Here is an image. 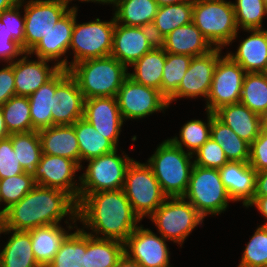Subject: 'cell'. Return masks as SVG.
Wrapping results in <instances>:
<instances>
[{
	"instance_id": "cell-1",
	"label": "cell",
	"mask_w": 267,
	"mask_h": 267,
	"mask_svg": "<svg viewBox=\"0 0 267 267\" xmlns=\"http://www.w3.org/2000/svg\"><path fill=\"white\" fill-rule=\"evenodd\" d=\"M77 221L82 223L80 229L91 236L123 243L141 222L122 189L79 197Z\"/></svg>"
},
{
	"instance_id": "cell-2",
	"label": "cell",
	"mask_w": 267,
	"mask_h": 267,
	"mask_svg": "<svg viewBox=\"0 0 267 267\" xmlns=\"http://www.w3.org/2000/svg\"><path fill=\"white\" fill-rule=\"evenodd\" d=\"M77 222V201L67 192L36 185L19 202L5 211L0 223L4 228L28 231L40 226Z\"/></svg>"
},
{
	"instance_id": "cell-3",
	"label": "cell",
	"mask_w": 267,
	"mask_h": 267,
	"mask_svg": "<svg viewBox=\"0 0 267 267\" xmlns=\"http://www.w3.org/2000/svg\"><path fill=\"white\" fill-rule=\"evenodd\" d=\"M129 69L113 56L92 58L74 64L69 73L75 78L85 100L116 97Z\"/></svg>"
},
{
	"instance_id": "cell-4",
	"label": "cell",
	"mask_w": 267,
	"mask_h": 267,
	"mask_svg": "<svg viewBox=\"0 0 267 267\" xmlns=\"http://www.w3.org/2000/svg\"><path fill=\"white\" fill-rule=\"evenodd\" d=\"M152 169L167 197H183L194 166L193 155L176 146L169 138L163 140L146 162Z\"/></svg>"
},
{
	"instance_id": "cell-5",
	"label": "cell",
	"mask_w": 267,
	"mask_h": 267,
	"mask_svg": "<svg viewBox=\"0 0 267 267\" xmlns=\"http://www.w3.org/2000/svg\"><path fill=\"white\" fill-rule=\"evenodd\" d=\"M192 22L214 48H226L238 39L232 1L194 0Z\"/></svg>"
},
{
	"instance_id": "cell-6",
	"label": "cell",
	"mask_w": 267,
	"mask_h": 267,
	"mask_svg": "<svg viewBox=\"0 0 267 267\" xmlns=\"http://www.w3.org/2000/svg\"><path fill=\"white\" fill-rule=\"evenodd\" d=\"M148 218L164 239L180 248L198 225L202 227L205 219L184 197H167Z\"/></svg>"
},
{
	"instance_id": "cell-7",
	"label": "cell",
	"mask_w": 267,
	"mask_h": 267,
	"mask_svg": "<svg viewBox=\"0 0 267 267\" xmlns=\"http://www.w3.org/2000/svg\"><path fill=\"white\" fill-rule=\"evenodd\" d=\"M77 12L78 9H74V27L69 45V51L72 50L69 54H73V59L69 62V69L83 60L110 56L112 50L114 15L110 21L96 17L95 20L79 23Z\"/></svg>"
},
{
	"instance_id": "cell-8",
	"label": "cell",
	"mask_w": 267,
	"mask_h": 267,
	"mask_svg": "<svg viewBox=\"0 0 267 267\" xmlns=\"http://www.w3.org/2000/svg\"><path fill=\"white\" fill-rule=\"evenodd\" d=\"M195 209L206 218L207 215H221L233 202L221 180L218 169L194 165L185 195Z\"/></svg>"
},
{
	"instance_id": "cell-9",
	"label": "cell",
	"mask_w": 267,
	"mask_h": 267,
	"mask_svg": "<svg viewBox=\"0 0 267 267\" xmlns=\"http://www.w3.org/2000/svg\"><path fill=\"white\" fill-rule=\"evenodd\" d=\"M122 190L141 221L167 199L151 167L136 159L127 167Z\"/></svg>"
},
{
	"instance_id": "cell-10",
	"label": "cell",
	"mask_w": 267,
	"mask_h": 267,
	"mask_svg": "<svg viewBox=\"0 0 267 267\" xmlns=\"http://www.w3.org/2000/svg\"><path fill=\"white\" fill-rule=\"evenodd\" d=\"M118 148L99 157L88 159L86 170L80 174L79 197L99 191L119 190L123 188L127 167L133 158L117 154Z\"/></svg>"
},
{
	"instance_id": "cell-11",
	"label": "cell",
	"mask_w": 267,
	"mask_h": 267,
	"mask_svg": "<svg viewBox=\"0 0 267 267\" xmlns=\"http://www.w3.org/2000/svg\"><path fill=\"white\" fill-rule=\"evenodd\" d=\"M118 107L123 120L144 119L157 112L169 109L167 98L157 89L141 85L129 76L117 93Z\"/></svg>"
},
{
	"instance_id": "cell-12",
	"label": "cell",
	"mask_w": 267,
	"mask_h": 267,
	"mask_svg": "<svg viewBox=\"0 0 267 267\" xmlns=\"http://www.w3.org/2000/svg\"><path fill=\"white\" fill-rule=\"evenodd\" d=\"M246 72L229 55H222L215 66L205 110L215 112L220 107L239 103Z\"/></svg>"
},
{
	"instance_id": "cell-13",
	"label": "cell",
	"mask_w": 267,
	"mask_h": 267,
	"mask_svg": "<svg viewBox=\"0 0 267 267\" xmlns=\"http://www.w3.org/2000/svg\"><path fill=\"white\" fill-rule=\"evenodd\" d=\"M22 7L25 17V53H29L70 10L57 0H22Z\"/></svg>"
},
{
	"instance_id": "cell-14",
	"label": "cell",
	"mask_w": 267,
	"mask_h": 267,
	"mask_svg": "<svg viewBox=\"0 0 267 267\" xmlns=\"http://www.w3.org/2000/svg\"><path fill=\"white\" fill-rule=\"evenodd\" d=\"M79 171L81 167L71 159L42 153L32 175L36 185L63 190L78 201L80 176L76 172Z\"/></svg>"
},
{
	"instance_id": "cell-15",
	"label": "cell",
	"mask_w": 267,
	"mask_h": 267,
	"mask_svg": "<svg viewBox=\"0 0 267 267\" xmlns=\"http://www.w3.org/2000/svg\"><path fill=\"white\" fill-rule=\"evenodd\" d=\"M167 239L139 224L124 242V253L143 267H173Z\"/></svg>"
},
{
	"instance_id": "cell-16",
	"label": "cell",
	"mask_w": 267,
	"mask_h": 267,
	"mask_svg": "<svg viewBox=\"0 0 267 267\" xmlns=\"http://www.w3.org/2000/svg\"><path fill=\"white\" fill-rule=\"evenodd\" d=\"M222 48H214L210 52L192 57L186 74L178 89L167 99L170 105L182 98H204L206 101L218 59L222 56Z\"/></svg>"
},
{
	"instance_id": "cell-17",
	"label": "cell",
	"mask_w": 267,
	"mask_h": 267,
	"mask_svg": "<svg viewBox=\"0 0 267 267\" xmlns=\"http://www.w3.org/2000/svg\"><path fill=\"white\" fill-rule=\"evenodd\" d=\"M84 100L75 78L68 69H61L55 75L51 107L53 125H73L83 118Z\"/></svg>"
},
{
	"instance_id": "cell-18",
	"label": "cell",
	"mask_w": 267,
	"mask_h": 267,
	"mask_svg": "<svg viewBox=\"0 0 267 267\" xmlns=\"http://www.w3.org/2000/svg\"><path fill=\"white\" fill-rule=\"evenodd\" d=\"M158 44L151 28L125 26L115 22L111 56L129 69V66Z\"/></svg>"
},
{
	"instance_id": "cell-19",
	"label": "cell",
	"mask_w": 267,
	"mask_h": 267,
	"mask_svg": "<svg viewBox=\"0 0 267 267\" xmlns=\"http://www.w3.org/2000/svg\"><path fill=\"white\" fill-rule=\"evenodd\" d=\"M73 27L74 9H70L57 21L46 36L41 38L29 54L35 55L36 58L54 61L61 69L69 70L68 55L66 56V54L69 52Z\"/></svg>"
},
{
	"instance_id": "cell-20",
	"label": "cell",
	"mask_w": 267,
	"mask_h": 267,
	"mask_svg": "<svg viewBox=\"0 0 267 267\" xmlns=\"http://www.w3.org/2000/svg\"><path fill=\"white\" fill-rule=\"evenodd\" d=\"M83 118L118 148L125 121L116 97H93L84 100Z\"/></svg>"
},
{
	"instance_id": "cell-21",
	"label": "cell",
	"mask_w": 267,
	"mask_h": 267,
	"mask_svg": "<svg viewBox=\"0 0 267 267\" xmlns=\"http://www.w3.org/2000/svg\"><path fill=\"white\" fill-rule=\"evenodd\" d=\"M49 62L54 63L41 58L32 60L29 53H24L12 63L17 96H30L61 70L56 63L50 66Z\"/></svg>"
},
{
	"instance_id": "cell-22",
	"label": "cell",
	"mask_w": 267,
	"mask_h": 267,
	"mask_svg": "<svg viewBox=\"0 0 267 267\" xmlns=\"http://www.w3.org/2000/svg\"><path fill=\"white\" fill-rule=\"evenodd\" d=\"M224 187L234 202H242L245 208L253 200L256 170L249 162L228 161L218 169Z\"/></svg>"
},
{
	"instance_id": "cell-23",
	"label": "cell",
	"mask_w": 267,
	"mask_h": 267,
	"mask_svg": "<svg viewBox=\"0 0 267 267\" xmlns=\"http://www.w3.org/2000/svg\"><path fill=\"white\" fill-rule=\"evenodd\" d=\"M64 223H66L65 228L61 224H51L28 230L35 259L41 267H47L51 263L61 243L72 232L71 230L77 227V222L66 220Z\"/></svg>"
},
{
	"instance_id": "cell-24",
	"label": "cell",
	"mask_w": 267,
	"mask_h": 267,
	"mask_svg": "<svg viewBox=\"0 0 267 267\" xmlns=\"http://www.w3.org/2000/svg\"><path fill=\"white\" fill-rule=\"evenodd\" d=\"M249 32L240 40L236 52H226L246 73H262L267 64V29H243Z\"/></svg>"
},
{
	"instance_id": "cell-25",
	"label": "cell",
	"mask_w": 267,
	"mask_h": 267,
	"mask_svg": "<svg viewBox=\"0 0 267 267\" xmlns=\"http://www.w3.org/2000/svg\"><path fill=\"white\" fill-rule=\"evenodd\" d=\"M159 45L165 52L191 57L204 55L214 49L193 22L171 31Z\"/></svg>"
},
{
	"instance_id": "cell-26",
	"label": "cell",
	"mask_w": 267,
	"mask_h": 267,
	"mask_svg": "<svg viewBox=\"0 0 267 267\" xmlns=\"http://www.w3.org/2000/svg\"><path fill=\"white\" fill-rule=\"evenodd\" d=\"M43 154L75 161L80 166V149L73 125H53L38 131Z\"/></svg>"
},
{
	"instance_id": "cell-27",
	"label": "cell",
	"mask_w": 267,
	"mask_h": 267,
	"mask_svg": "<svg viewBox=\"0 0 267 267\" xmlns=\"http://www.w3.org/2000/svg\"><path fill=\"white\" fill-rule=\"evenodd\" d=\"M215 116L230 127L241 139L251 144L261 131V116L239 103L224 105Z\"/></svg>"
},
{
	"instance_id": "cell-28",
	"label": "cell",
	"mask_w": 267,
	"mask_h": 267,
	"mask_svg": "<svg viewBox=\"0 0 267 267\" xmlns=\"http://www.w3.org/2000/svg\"><path fill=\"white\" fill-rule=\"evenodd\" d=\"M1 234H10L0 250V267H41L35 259L30 233L6 229L0 224Z\"/></svg>"
},
{
	"instance_id": "cell-29",
	"label": "cell",
	"mask_w": 267,
	"mask_h": 267,
	"mask_svg": "<svg viewBox=\"0 0 267 267\" xmlns=\"http://www.w3.org/2000/svg\"><path fill=\"white\" fill-rule=\"evenodd\" d=\"M115 22L125 26L151 28L159 8L155 0H107Z\"/></svg>"
},
{
	"instance_id": "cell-30",
	"label": "cell",
	"mask_w": 267,
	"mask_h": 267,
	"mask_svg": "<svg viewBox=\"0 0 267 267\" xmlns=\"http://www.w3.org/2000/svg\"><path fill=\"white\" fill-rule=\"evenodd\" d=\"M194 0L160 6L151 26L154 39L159 43L177 27L192 22Z\"/></svg>"
},
{
	"instance_id": "cell-31",
	"label": "cell",
	"mask_w": 267,
	"mask_h": 267,
	"mask_svg": "<svg viewBox=\"0 0 267 267\" xmlns=\"http://www.w3.org/2000/svg\"><path fill=\"white\" fill-rule=\"evenodd\" d=\"M165 61L166 52L158 44L130 66L133 72H128V76L141 85L155 88L161 92V80Z\"/></svg>"
},
{
	"instance_id": "cell-32",
	"label": "cell",
	"mask_w": 267,
	"mask_h": 267,
	"mask_svg": "<svg viewBox=\"0 0 267 267\" xmlns=\"http://www.w3.org/2000/svg\"><path fill=\"white\" fill-rule=\"evenodd\" d=\"M73 126L80 149L81 170L85 169V167L82 165V162L94 157H99L117 149V147L110 140L99 133L93 127V125L87 122L84 118L77 120Z\"/></svg>"
},
{
	"instance_id": "cell-33",
	"label": "cell",
	"mask_w": 267,
	"mask_h": 267,
	"mask_svg": "<svg viewBox=\"0 0 267 267\" xmlns=\"http://www.w3.org/2000/svg\"><path fill=\"white\" fill-rule=\"evenodd\" d=\"M210 137L222 147L228 161L249 162L250 144L221 122L213 112Z\"/></svg>"
},
{
	"instance_id": "cell-34",
	"label": "cell",
	"mask_w": 267,
	"mask_h": 267,
	"mask_svg": "<svg viewBox=\"0 0 267 267\" xmlns=\"http://www.w3.org/2000/svg\"><path fill=\"white\" fill-rule=\"evenodd\" d=\"M123 254V242L97 238L86 233L84 267H114Z\"/></svg>"
},
{
	"instance_id": "cell-35",
	"label": "cell",
	"mask_w": 267,
	"mask_h": 267,
	"mask_svg": "<svg viewBox=\"0 0 267 267\" xmlns=\"http://www.w3.org/2000/svg\"><path fill=\"white\" fill-rule=\"evenodd\" d=\"M55 94V76L28 96L32 127L35 131L53 126L51 113Z\"/></svg>"
},
{
	"instance_id": "cell-36",
	"label": "cell",
	"mask_w": 267,
	"mask_h": 267,
	"mask_svg": "<svg viewBox=\"0 0 267 267\" xmlns=\"http://www.w3.org/2000/svg\"><path fill=\"white\" fill-rule=\"evenodd\" d=\"M86 232L76 227L61 243L60 249L47 267H84Z\"/></svg>"
},
{
	"instance_id": "cell-37",
	"label": "cell",
	"mask_w": 267,
	"mask_h": 267,
	"mask_svg": "<svg viewBox=\"0 0 267 267\" xmlns=\"http://www.w3.org/2000/svg\"><path fill=\"white\" fill-rule=\"evenodd\" d=\"M205 111L207 123L201 119L189 120L181 127L179 137L176 135L169 138L176 146L192 155L210 138L211 112Z\"/></svg>"
},
{
	"instance_id": "cell-38",
	"label": "cell",
	"mask_w": 267,
	"mask_h": 267,
	"mask_svg": "<svg viewBox=\"0 0 267 267\" xmlns=\"http://www.w3.org/2000/svg\"><path fill=\"white\" fill-rule=\"evenodd\" d=\"M9 134L33 131L28 96H13L1 106Z\"/></svg>"
},
{
	"instance_id": "cell-39",
	"label": "cell",
	"mask_w": 267,
	"mask_h": 267,
	"mask_svg": "<svg viewBox=\"0 0 267 267\" xmlns=\"http://www.w3.org/2000/svg\"><path fill=\"white\" fill-rule=\"evenodd\" d=\"M240 103L262 116L267 113V76L263 73H246Z\"/></svg>"
},
{
	"instance_id": "cell-40",
	"label": "cell",
	"mask_w": 267,
	"mask_h": 267,
	"mask_svg": "<svg viewBox=\"0 0 267 267\" xmlns=\"http://www.w3.org/2000/svg\"><path fill=\"white\" fill-rule=\"evenodd\" d=\"M15 154L25 172L32 173L42 155L38 131L10 134Z\"/></svg>"
},
{
	"instance_id": "cell-41",
	"label": "cell",
	"mask_w": 267,
	"mask_h": 267,
	"mask_svg": "<svg viewBox=\"0 0 267 267\" xmlns=\"http://www.w3.org/2000/svg\"><path fill=\"white\" fill-rule=\"evenodd\" d=\"M192 57L183 54L166 52V61L163 67L161 93L168 99L177 89L186 74Z\"/></svg>"
},
{
	"instance_id": "cell-42",
	"label": "cell",
	"mask_w": 267,
	"mask_h": 267,
	"mask_svg": "<svg viewBox=\"0 0 267 267\" xmlns=\"http://www.w3.org/2000/svg\"><path fill=\"white\" fill-rule=\"evenodd\" d=\"M238 29H263L267 8L263 0H235L232 2Z\"/></svg>"
},
{
	"instance_id": "cell-43",
	"label": "cell",
	"mask_w": 267,
	"mask_h": 267,
	"mask_svg": "<svg viewBox=\"0 0 267 267\" xmlns=\"http://www.w3.org/2000/svg\"><path fill=\"white\" fill-rule=\"evenodd\" d=\"M36 186L32 173L24 172L15 176L0 179L2 210L6 211L11 205L19 202Z\"/></svg>"
},
{
	"instance_id": "cell-44",
	"label": "cell",
	"mask_w": 267,
	"mask_h": 267,
	"mask_svg": "<svg viewBox=\"0 0 267 267\" xmlns=\"http://www.w3.org/2000/svg\"><path fill=\"white\" fill-rule=\"evenodd\" d=\"M238 267H267V226H257L243 250Z\"/></svg>"
},
{
	"instance_id": "cell-45",
	"label": "cell",
	"mask_w": 267,
	"mask_h": 267,
	"mask_svg": "<svg viewBox=\"0 0 267 267\" xmlns=\"http://www.w3.org/2000/svg\"><path fill=\"white\" fill-rule=\"evenodd\" d=\"M194 165L220 169L227 162L222 147L211 137L193 154Z\"/></svg>"
},
{
	"instance_id": "cell-46",
	"label": "cell",
	"mask_w": 267,
	"mask_h": 267,
	"mask_svg": "<svg viewBox=\"0 0 267 267\" xmlns=\"http://www.w3.org/2000/svg\"><path fill=\"white\" fill-rule=\"evenodd\" d=\"M22 0H18L10 9L4 10L0 13V20L4 23L11 33L14 41L22 46L24 50V30L25 17L21 15Z\"/></svg>"
},
{
	"instance_id": "cell-47",
	"label": "cell",
	"mask_w": 267,
	"mask_h": 267,
	"mask_svg": "<svg viewBox=\"0 0 267 267\" xmlns=\"http://www.w3.org/2000/svg\"><path fill=\"white\" fill-rule=\"evenodd\" d=\"M13 149L11 137L0 139V179L24 173Z\"/></svg>"
},
{
	"instance_id": "cell-48",
	"label": "cell",
	"mask_w": 267,
	"mask_h": 267,
	"mask_svg": "<svg viewBox=\"0 0 267 267\" xmlns=\"http://www.w3.org/2000/svg\"><path fill=\"white\" fill-rule=\"evenodd\" d=\"M24 53L22 46L13 40L6 25L0 20V63H13Z\"/></svg>"
},
{
	"instance_id": "cell-49",
	"label": "cell",
	"mask_w": 267,
	"mask_h": 267,
	"mask_svg": "<svg viewBox=\"0 0 267 267\" xmlns=\"http://www.w3.org/2000/svg\"><path fill=\"white\" fill-rule=\"evenodd\" d=\"M249 164L256 172L267 169V133L260 131L257 138L250 144Z\"/></svg>"
},
{
	"instance_id": "cell-50",
	"label": "cell",
	"mask_w": 267,
	"mask_h": 267,
	"mask_svg": "<svg viewBox=\"0 0 267 267\" xmlns=\"http://www.w3.org/2000/svg\"><path fill=\"white\" fill-rule=\"evenodd\" d=\"M16 95L12 63L0 69V106Z\"/></svg>"
},
{
	"instance_id": "cell-51",
	"label": "cell",
	"mask_w": 267,
	"mask_h": 267,
	"mask_svg": "<svg viewBox=\"0 0 267 267\" xmlns=\"http://www.w3.org/2000/svg\"><path fill=\"white\" fill-rule=\"evenodd\" d=\"M254 196H267V169L256 174Z\"/></svg>"
},
{
	"instance_id": "cell-52",
	"label": "cell",
	"mask_w": 267,
	"mask_h": 267,
	"mask_svg": "<svg viewBox=\"0 0 267 267\" xmlns=\"http://www.w3.org/2000/svg\"><path fill=\"white\" fill-rule=\"evenodd\" d=\"M254 207L258 209L261 216L266 220L263 226H267V196H253V200L247 205L246 208Z\"/></svg>"
},
{
	"instance_id": "cell-53",
	"label": "cell",
	"mask_w": 267,
	"mask_h": 267,
	"mask_svg": "<svg viewBox=\"0 0 267 267\" xmlns=\"http://www.w3.org/2000/svg\"><path fill=\"white\" fill-rule=\"evenodd\" d=\"M114 267H143L136 261L130 259L125 253L123 256L118 260Z\"/></svg>"
},
{
	"instance_id": "cell-54",
	"label": "cell",
	"mask_w": 267,
	"mask_h": 267,
	"mask_svg": "<svg viewBox=\"0 0 267 267\" xmlns=\"http://www.w3.org/2000/svg\"><path fill=\"white\" fill-rule=\"evenodd\" d=\"M58 2H60V3H63L64 5H66L68 8H70V9H78L79 7H77L76 6V4H75V6H69V4H70V2H72V1H74V0H57ZM75 1H77V0H75ZM79 2L81 1V3L82 2H87V3H89V2H93V3H99V4H102V5H106L107 4V0H78Z\"/></svg>"
},
{
	"instance_id": "cell-55",
	"label": "cell",
	"mask_w": 267,
	"mask_h": 267,
	"mask_svg": "<svg viewBox=\"0 0 267 267\" xmlns=\"http://www.w3.org/2000/svg\"><path fill=\"white\" fill-rule=\"evenodd\" d=\"M9 136L10 134L6 128L5 120L3 118V114H2L1 106H0V139L7 138Z\"/></svg>"
},
{
	"instance_id": "cell-56",
	"label": "cell",
	"mask_w": 267,
	"mask_h": 267,
	"mask_svg": "<svg viewBox=\"0 0 267 267\" xmlns=\"http://www.w3.org/2000/svg\"><path fill=\"white\" fill-rule=\"evenodd\" d=\"M18 0H0V13L4 10L10 9Z\"/></svg>"
},
{
	"instance_id": "cell-57",
	"label": "cell",
	"mask_w": 267,
	"mask_h": 267,
	"mask_svg": "<svg viewBox=\"0 0 267 267\" xmlns=\"http://www.w3.org/2000/svg\"><path fill=\"white\" fill-rule=\"evenodd\" d=\"M158 4V6H164V5H171V4H179L190 0H155Z\"/></svg>"
},
{
	"instance_id": "cell-58",
	"label": "cell",
	"mask_w": 267,
	"mask_h": 267,
	"mask_svg": "<svg viewBox=\"0 0 267 267\" xmlns=\"http://www.w3.org/2000/svg\"><path fill=\"white\" fill-rule=\"evenodd\" d=\"M261 131L267 133V113L261 116Z\"/></svg>"
},
{
	"instance_id": "cell-59",
	"label": "cell",
	"mask_w": 267,
	"mask_h": 267,
	"mask_svg": "<svg viewBox=\"0 0 267 267\" xmlns=\"http://www.w3.org/2000/svg\"><path fill=\"white\" fill-rule=\"evenodd\" d=\"M0 205H1V195H0ZM4 215H5V211L0 209V223L2 222Z\"/></svg>"
},
{
	"instance_id": "cell-60",
	"label": "cell",
	"mask_w": 267,
	"mask_h": 267,
	"mask_svg": "<svg viewBox=\"0 0 267 267\" xmlns=\"http://www.w3.org/2000/svg\"><path fill=\"white\" fill-rule=\"evenodd\" d=\"M265 76H267V64H266V67H265V69L263 70V72H262Z\"/></svg>"
},
{
	"instance_id": "cell-61",
	"label": "cell",
	"mask_w": 267,
	"mask_h": 267,
	"mask_svg": "<svg viewBox=\"0 0 267 267\" xmlns=\"http://www.w3.org/2000/svg\"><path fill=\"white\" fill-rule=\"evenodd\" d=\"M263 2L265 3V6L267 8V0H263Z\"/></svg>"
}]
</instances>
